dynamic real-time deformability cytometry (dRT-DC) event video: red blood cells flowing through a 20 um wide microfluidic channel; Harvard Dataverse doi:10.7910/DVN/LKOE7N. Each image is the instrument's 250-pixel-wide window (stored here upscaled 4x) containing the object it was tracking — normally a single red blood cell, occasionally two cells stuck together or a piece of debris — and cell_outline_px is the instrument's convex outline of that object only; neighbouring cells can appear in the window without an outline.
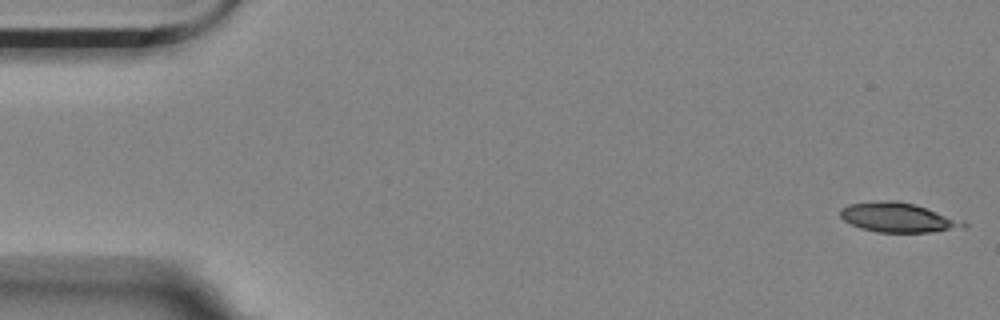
{"species": "Egyptian fruit bat (a non-hibernating species)", "species_latin": "Rousettus aegyptiacus", "temperature_condition": "room temperature", "stored_images_in_passage": 8, "camera_frame_rate_fps": 3000, "um_per_image_px": 0.085, "animal": {"sex": "female"}, "frame": {"image": 1, "passage_image": 1, "time_ms": 0.0, "image_size_px": [1000, 320], "cell_outline_px": [[968, 224], [964, 228], [928, 232], [876, 232], [860, 228], [844, 220], [840, 216], [840, 208], [848, 204], [888, 200], [896, 200], [912, 204], [964, 220]], "centroid_in_image_um": [76.33, 18.49], "position_along_channel_um": 8.7, "area_um2": 21.04}}